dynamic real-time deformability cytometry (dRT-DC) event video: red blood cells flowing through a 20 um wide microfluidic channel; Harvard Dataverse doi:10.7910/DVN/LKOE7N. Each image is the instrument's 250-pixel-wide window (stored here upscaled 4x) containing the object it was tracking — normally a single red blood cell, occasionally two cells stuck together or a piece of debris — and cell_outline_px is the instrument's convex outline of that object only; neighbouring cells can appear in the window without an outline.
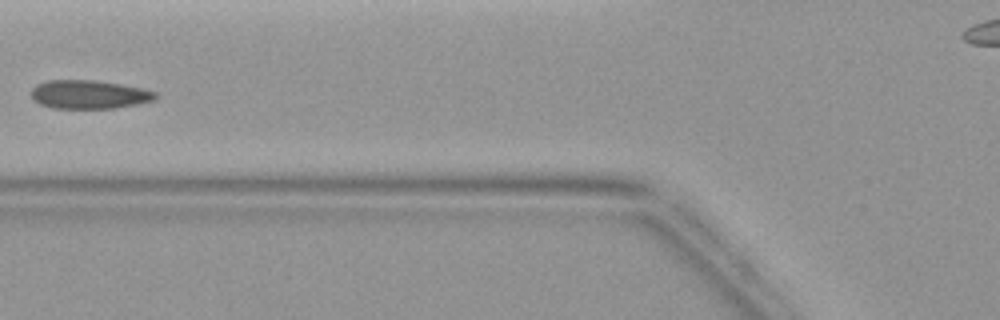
{"species": "common noctule bat (a hibernating species)", "species_latin": "Nyctalus noctula", "temperature_condition": "warm", "stored_images_in_passage": 4, "camera_frame_rate_fps": 3000, "um_per_image_px": 0.085, "animal": {"sex": "female", "body_mass_g": 19.9}, "frame": {"image": 1, "passage_image": 4, "time_ms": 3.667, "image_size_px": [1000, 320], "cell_outline_px": [[160, 96], [156, 100], [116, 108], [52, 108], [40, 104], [32, 100], [32, 88], [36, 84], [48, 80], [96, 80], [120, 84], [140, 88], [156, 92]], "centroid_in_image_um": [7.57, 8.03], "position_along_channel_um": 118.2, "area_um2": 20.81}}